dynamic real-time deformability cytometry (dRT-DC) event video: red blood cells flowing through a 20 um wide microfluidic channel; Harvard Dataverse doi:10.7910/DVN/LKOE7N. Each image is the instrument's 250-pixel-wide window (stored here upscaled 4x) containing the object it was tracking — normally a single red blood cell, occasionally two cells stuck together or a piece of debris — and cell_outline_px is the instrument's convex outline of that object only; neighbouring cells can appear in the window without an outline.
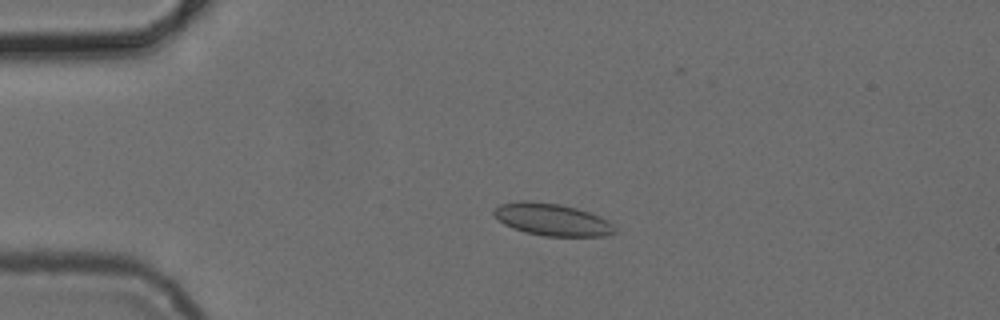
{"species": "common noctule bat (a hibernating species)", "species_latin": "Nyctalus noctula", "temperature_condition": "cold", "stored_images_in_passage": 4, "camera_frame_rate_fps": 3000, "um_per_image_px": 0.085, "animal": {"sex": "female", "body_mass_g": 24.6, "forearm_length_mm": 56.2}, "frame": {"image": 1, "passage_image": 3, "time_ms": 3.333, "image_size_px": [1000, 320], "cell_outline_px": [[616, 232], [604, 236], [544, 236], [524, 232], [512, 228], [504, 224], [492, 212], [500, 204], [520, 200], [524, 200], [560, 204], [576, 208], [588, 212], [608, 220], [616, 228]], "centroid_in_image_um": [46.92, 18.66], "position_along_channel_um": 38.1, "area_um2": 22.6}}